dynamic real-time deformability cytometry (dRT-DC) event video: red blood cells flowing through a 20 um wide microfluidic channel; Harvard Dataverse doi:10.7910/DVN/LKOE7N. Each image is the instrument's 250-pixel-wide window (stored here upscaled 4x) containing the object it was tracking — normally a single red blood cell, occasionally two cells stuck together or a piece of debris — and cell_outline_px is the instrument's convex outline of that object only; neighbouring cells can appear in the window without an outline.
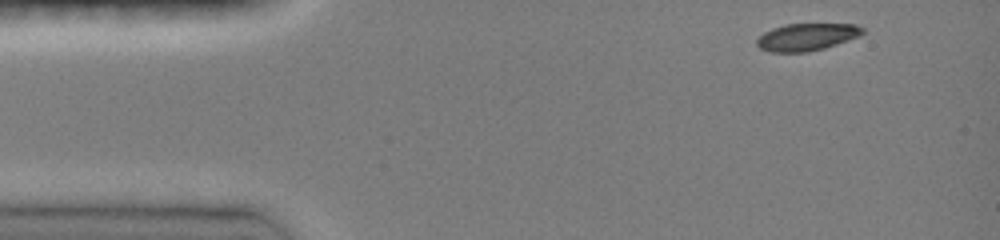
{"species": "common noctule bat (a hibernating species)", "species_latin": "Nyctalus noctula", "temperature_condition": "room temperature", "stored_images_in_passage": 39, "camera_frame_rate_fps": 3000, "um_per_image_px": 0.085, "animal": {"sex": "female", "body_mass_g": 19.0, "forearm_length_mm": 51.5}, "frame": {"image": 1, "passage_image": 1, "time_ms": 0.0, "image_size_px": [1000, 240], "cell_outline_px": [[864, 32], [860, 36], [824, 48], [808, 52], [768, 52], [760, 48], [756, 44], [756, 40], [764, 32], [772, 28], [784, 24], [856, 24], [864, 28]], "centroid_in_image_um": [68.56, 3.14], "position_along_channel_um": 16.4, "area_um2": 16.88}}
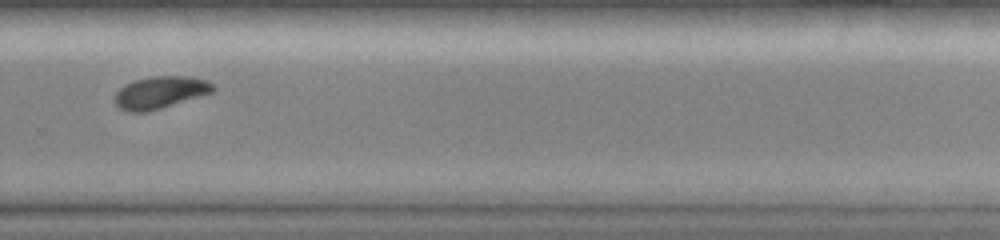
{"frame": {"image": 2, "passage_image": 29, "time_ms": 9.333, "image_size_px": [1000, 240], "cell_outline_px": [[216, 88], [212, 92], [160, 108], [144, 112], [128, 112], [120, 108], [116, 104], [116, 92], [124, 84], [136, 80], [152, 76], [188, 76], [208, 80]], "centroid_in_image_um": [13.62, 7.84], "position_along_channel_um": 316.2, "area_um2": 18.15}}
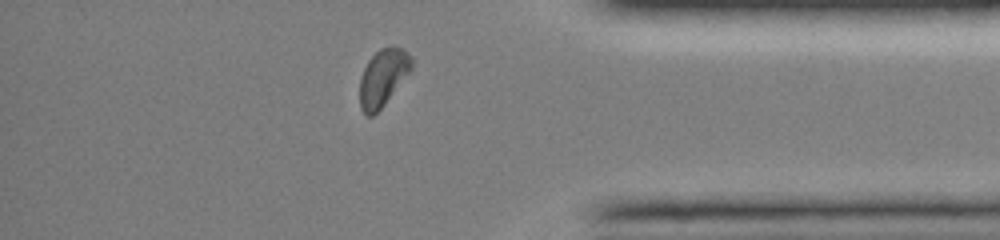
{"frame": {"image": 3, "passage_image": 36, "time_ms": 11.667, "image_size_px": [1000, 240], "cell_outline_px": [[412, 68], [384, 104], [372, 116], [364, 116], [360, 108], [360, 76], [368, 60], [380, 48], [400, 48], [408, 52], [412, 56]], "centroid_in_image_um": [32.52, 6.61], "position_along_channel_um": 402.7, "area_um2": 16.88}, "authors_computed_cell_mechanics": {"area_um2": 18.496, "velocity_mm_per_s": 4.0936, "shape_relaxation_time_tau1_ms": 2.2579, "shape_relaxation_time_tau2_ms": null, "deformation_change_tau1": 0.1428, "deformation_change_tau2": null}}